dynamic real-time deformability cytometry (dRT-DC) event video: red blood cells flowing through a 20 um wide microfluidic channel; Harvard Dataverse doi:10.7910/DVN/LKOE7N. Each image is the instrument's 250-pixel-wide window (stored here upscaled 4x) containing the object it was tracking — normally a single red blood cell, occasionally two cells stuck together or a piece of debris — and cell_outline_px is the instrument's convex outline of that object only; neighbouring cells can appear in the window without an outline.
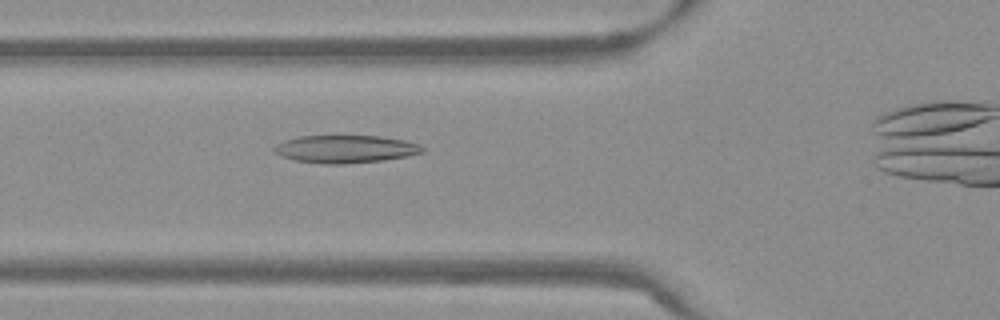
{"species": "Egyptian fruit bat (a non-hibernating species)", "species_latin": "Rousettus aegyptiacus", "temperature_condition": "warm", "stored_images_in_passage": 34, "camera_frame_rate_fps": 3000, "um_per_image_px": 0.085, "frame": {"image": 1, "passage_image": 4, "time_ms": 1.0, "image_size_px": [1000, 320], "cell_outline_px": [[424, 152], [408, 156], [384, 160], [344, 164], [324, 164], [296, 160], [280, 156], [272, 152], [272, 148], [276, 144], [284, 140], [300, 136], [380, 136], [404, 140], [420, 144], [424, 148]], "centroid_in_image_um": [29.34, 12.67], "position_along_channel_um": 96.5, "area_um2": 24.1}}
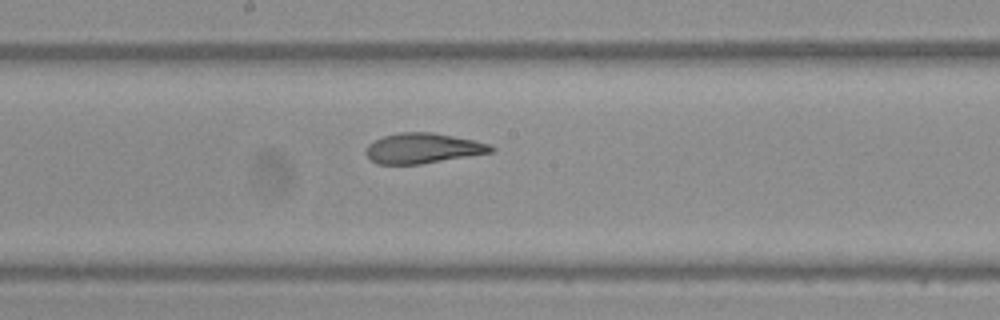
{"frame": {"image": 2, "passage_image": 13, "time_ms": 4.0, "image_size_px": [1000, 320], "cell_outline_px": [[496, 152], [420, 164], [376, 164], [368, 160], [364, 152], [368, 144], [384, 136], [400, 132], [432, 132], [472, 140], [488, 144], [496, 148]], "centroid_in_image_um": [35.92, 12.62], "position_along_channel_um": 212.3, "area_um2": 22.14}}
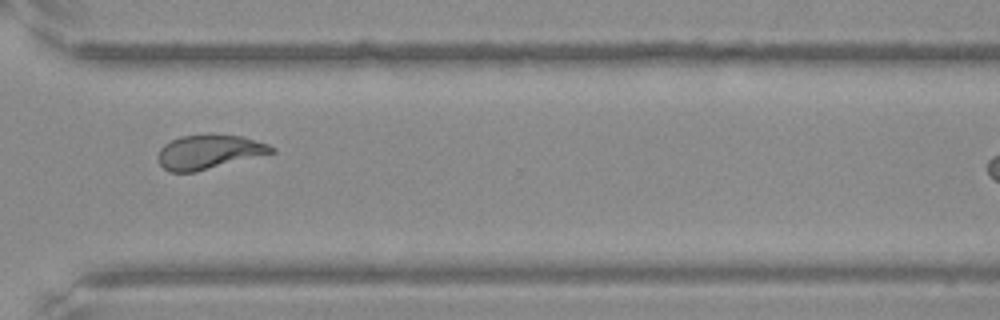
{"frame": {"image": 3, "passage_image": 24, "time_ms": 7.667, "image_size_px": [1000, 320], "cell_outline_px": [[276, 152], [196, 172], [168, 172], [156, 160], [156, 156], [160, 148], [164, 144], [180, 136], [240, 136], [268, 144], [276, 148]], "centroid_in_image_um": [17.73, 12.95], "position_along_channel_um": 352.9, "area_um2": 22.31}, "authors_computed_cell_mechanics": {"area_um2": 22.8599, "velocity_mm_per_s": 3.8345, "shape_relaxation_time_tau1_ms": 8.3453, "shape_relaxation_time_tau2_ms": 1.4827, "deformation_change_tau1": 0.241, "deformation_change_tau2": 0.0934}}